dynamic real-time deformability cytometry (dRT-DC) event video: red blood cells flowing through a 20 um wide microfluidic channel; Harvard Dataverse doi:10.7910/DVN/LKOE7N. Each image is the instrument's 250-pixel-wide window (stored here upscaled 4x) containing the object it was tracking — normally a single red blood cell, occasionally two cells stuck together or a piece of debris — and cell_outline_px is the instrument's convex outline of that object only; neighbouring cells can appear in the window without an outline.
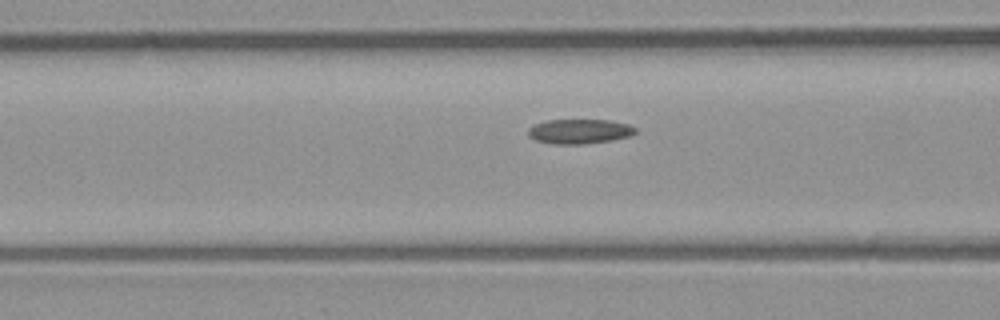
{"species": "common noctule bat (a hibernating species)", "species_latin": "Nyctalus noctula", "temperature_condition": "room temperature", "stored_images_in_passage": 12, "camera_frame_rate_fps": 3000, "um_per_image_px": 0.085, "animal": {"sex": "male", "body_mass_g": 23.1, "forearm_length_mm": 52.7}, "frame": {"image": 1, "passage_image": 10, "time_ms": 3.0, "image_size_px": [1000, 320], "cell_outline_px": [[636, 132], [628, 136], [612, 140], [584, 144], [556, 144], [536, 140], [528, 136], [528, 128], [544, 120], [608, 120], [628, 124], [636, 128]], "centroid_in_image_um": [49.24, 11.16], "position_along_channel_um": 117.4, "area_um2": 15.32}}